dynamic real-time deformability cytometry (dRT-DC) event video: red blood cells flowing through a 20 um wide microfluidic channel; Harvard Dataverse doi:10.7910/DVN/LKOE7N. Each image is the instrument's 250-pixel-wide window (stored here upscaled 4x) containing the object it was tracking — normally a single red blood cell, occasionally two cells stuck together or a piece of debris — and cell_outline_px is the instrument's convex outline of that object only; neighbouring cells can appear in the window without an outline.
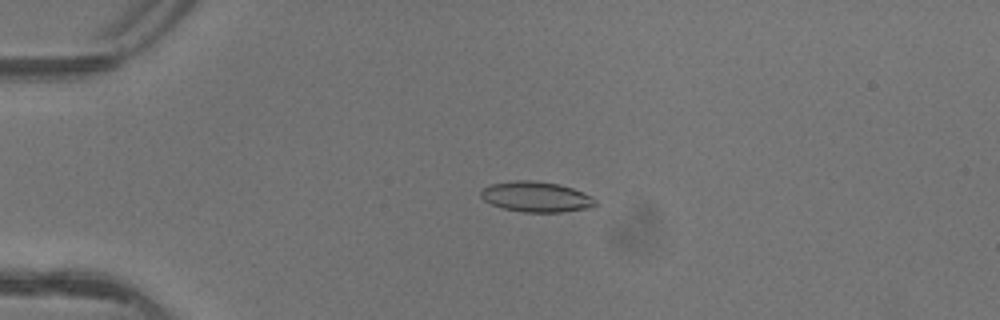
{"species": "common noctule bat (a hibernating species)", "species_latin": "Nyctalus noctula", "temperature_condition": "warm", "stored_images_in_passage": 4, "camera_frame_rate_fps": 3000, "um_per_image_px": 0.085, "animal": {"sex": "female"}, "frame": {"image": 1, "passage_image": 4, "time_ms": 1.0, "image_size_px": [1000, 320], "cell_outline_px": [[596, 204], [592, 208], [564, 212], [524, 212], [504, 208], [492, 204], [484, 200], [480, 196], [480, 192], [484, 188], [492, 184], [516, 180], [532, 180], [560, 184], [572, 188], [596, 200]], "centroid_in_image_um": [45.58, 16.73], "position_along_channel_um": 39.4, "area_um2": 20.11}}